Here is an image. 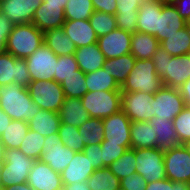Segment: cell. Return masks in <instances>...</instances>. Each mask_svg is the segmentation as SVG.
<instances>
[{"mask_svg":"<svg viewBox=\"0 0 190 190\" xmlns=\"http://www.w3.org/2000/svg\"><path fill=\"white\" fill-rule=\"evenodd\" d=\"M27 183L34 190H62L61 174L54 171L48 164L35 160Z\"/></svg>","mask_w":190,"mask_h":190,"instance_id":"cell-18","label":"cell"},{"mask_svg":"<svg viewBox=\"0 0 190 190\" xmlns=\"http://www.w3.org/2000/svg\"><path fill=\"white\" fill-rule=\"evenodd\" d=\"M187 26V22L179 15L173 4H162L158 15V32L154 36L159 42Z\"/></svg>","mask_w":190,"mask_h":190,"instance_id":"cell-19","label":"cell"},{"mask_svg":"<svg viewBox=\"0 0 190 190\" xmlns=\"http://www.w3.org/2000/svg\"><path fill=\"white\" fill-rule=\"evenodd\" d=\"M135 60L131 53H129L118 58L105 59L104 67L108 70L109 74L115 78L117 83L122 86L132 71Z\"/></svg>","mask_w":190,"mask_h":190,"instance_id":"cell-32","label":"cell"},{"mask_svg":"<svg viewBox=\"0 0 190 190\" xmlns=\"http://www.w3.org/2000/svg\"><path fill=\"white\" fill-rule=\"evenodd\" d=\"M0 108L12 119L27 123L40 107L32 101L27 87L11 83L0 86Z\"/></svg>","mask_w":190,"mask_h":190,"instance_id":"cell-1","label":"cell"},{"mask_svg":"<svg viewBox=\"0 0 190 190\" xmlns=\"http://www.w3.org/2000/svg\"><path fill=\"white\" fill-rule=\"evenodd\" d=\"M83 153L89 158L95 169L103 168L101 144L88 145L83 149Z\"/></svg>","mask_w":190,"mask_h":190,"instance_id":"cell-49","label":"cell"},{"mask_svg":"<svg viewBox=\"0 0 190 190\" xmlns=\"http://www.w3.org/2000/svg\"><path fill=\"white\" fill-rule=\"evenodd\" d=\"M62 190H91L87 184V181L75 182L73 184H63Z\"/></svg>","mask_w":190,"mask_h":190,"instance_id":"cell-55","label":"cell"},{"mask_svg":"<svg viewBox=\"0 0 190 190\" xmlns=\"http://www.w3.org/2000/svg\"><path fill=\"white\" fill-rule=\"evenodd\" d=\"M28 130L29 125L26 121L12 120L0 136L5 149H19Z\"/></svg>","mask_w":190,"mask_h":190,"instance_id":"cell-34","label":"cell"},{"mask_svg":"<svg viewBox=\"0 0 190 190\" xmlns=\"http://www.w3.org/2000/svg\"><path fill=\"white\" fill-rule=\"evenodd\" d=\"M136 154V173L148 183L166 178L164 166V149L145 148L133 149Z\"/></svg>","mask_w":190,"mask_h":190,"instance_id":"cell-8","label":"cell"},{"mask_svg":"<svg viewBox=\"0 0 190 190\" xmlns=\"http://www.w3.org/2000/svg\"><path fill=\"white\" fill-rule=\"evenodd\" d=\"M44 140V136L29 129L25 138L21 142L19 150L23 152L27 157H30L34 160H40Z\"/></svg>","mask_w":190,"mask_h":190,"instance_id":"cell-40","label":"cell"},{"mask_svg":"<svg viewBox=\"0 0 190 190\" xmlns=\"http://www.w3.org/2000/svg\"><path fill=\"white\" fill-rule=\"evenodd\" d=\"M140 5L138 0H117L116 14H138Z\"/></svg>","mask_w":190,"mask_h":190,"instance_id":"cell-50","label":"cell"},{"mask_svg":"<svg viewBox=\"0 0 190 190\" xmlns=\"http://www.w3.org/2000/svg\"><path fill=\"white\" fill-rule=\"evenodd\" d=\"M30 81L25 59L16 58L8 52L0 54V86L15 83L27 87Z\"/></svg>","mask_w":190,"mask_h":190,"instance_id":"cell-14","label":"cell"},{"mask_svg":"<svg viewBox=\"0 0 190 190\" xmlns=\"http://www.w3.org/2000/svg\"><path fill=\"white\" fill-rule=\"evenodd\" d=\"M27 88L32 101L40 109L59 113L65 99V94L60 83H57L55 80H35L30 81Z\"/></svg>","mask_w":190,"mask_h":190,"instance_id":"cell-7","label":"cell"},{"mask_svg":"<svg viewBox=\"0 0 190 190\" xmlns=\"http://www.w3.org/2000/svg\"><path fill=\"white\" fill-rule=\"evenodd\" d=\"M160 46L173 57L190 54V28L187 25L160 42Z\"/></svg>","mask_w":190,"mask_h":190,"instance_id":"cell-31","label":"cell"},{"mask_svg":"<svg viewBox=\"0 0 190 190\" xmlns=\"http://www.w3.org/2000/svg\"><path fill=\"white\" fill-rule=\"evenodd\" d=\"M81 103L91 118L104 119L121 110V90L88 91Z\"/></svg>","mask_w":190,"mask_h":190,"instance_id":"cell-6","label":"cell"},{"mask_svg":"<svg viewBox=\"0 0 190 190\" xmlns=\"http://www.w3.org/2000/svg\"><path fill=\"white\" fill-rule=\"evenodd\" d=\"M146 190H173V181L165 178L160 181L149 182Z\"/></svg>","mask_w":190,"mask_h":190,"instance_id":"cell-53","label":"cell"},{"mask_svg":"<svg viewBox=\"0 0 190 190\" xmlns=\"http://www.w3.org/2000/svg\"><path fill=\"white\" fill-rule=\"evenodd\" d=\"M172 121L179 143L190 140V108L185 106Z\"/></svg>","mask_w":190,"mask_h":190,"instance_id":"cell-44","label":"cell"},{"mask_svg":"<svg viewBox=\"0 0 190 190\" xmlns=\"http://www.w3.org/2000/svg\"><path fill=\"white\" fill-rule=\"evenodd\" d=\"M96 169L82 152H76L71 162L61 173L62 184L86 181Z\"/></svg>","mask_w":190,"mask_h":190,"instance_id":"cell-21","label":"cell"},{"mask_svg":"<svg viewBox=\"0 0 190 190\" xmlns=\"http://www.w3.org/2000/svg\"><path fill=\"white\" fill-rule=\"evenodd\" d=\"M150 125L158 135L156 139V148L165 150L180 145L173 121L154 117L150 121Z\"/></svg>","mask_w":190,"mask_h":190,"instance_id":"cell-30","label":"cell"},{"mask_svg":"<svg viewBox=\"0 0 190 190\" xmlns=\"http://www.w3.org/2000/svg\"><path fill=\"white\" fill-rule=\"evenodd\" d=\"M117 27L128 32H138V14H115Z\"/></svg>","mask_w":190,"mask_h":190,"instance_id":"cell-47","label":"cell"},{"mask_svg":"<svg viewBox=\"0 0 190 190\" xmlns=\"http://www.w3.org/2000/svg\"><path fill=\"white\" fill-rule=\"evenodd\" d=\"M163 86L162 79L155 71L152 59H136L132 71L127 76L126 81L121 86L124 92H144L155 94Z\"/></svg>","mask_w":190,"mask_h":190,"instance_id":"cell-4","label":"cell"},{"mask_svg":"<svg viewBox=\"0 0 190 190\" xmlns=\"http://www.w3.org/2000/svg\"><path fill=\"white\" fill-rule=\"evenodd\" d=\"M60 84L67 97L82 98L88 92L85 73L80 69L77 70V75L65 78Z\"/></svg>","mask_w":190,"mask_h":190,"instance_id":"cell-39","label":"cell"},{"mask_svg":"<svg viewBox=\"0 0 190 190\" xmlns=\"http://www.w3.org/2000/svg\"><path fill=\"white\" fill-rule=\"evenodd\" d=\"M44 44L57 56L74 54L77 47L65 34L63 28L48 29L44 32Z\"/></svg>","mask_w":190,"mask_h":190,"instance_id":"cell-26","label":"cell"},{"mask_svg":"<svg viewBox=\"0 0 190 190\" xmlns=\"http://www.w3.org/2000/svg\"><path fill=\"white\" fill-rule=\"evenodd\" d=\"M85 80L88 91L121 90V86L105 67L85 74Z\"/></svg>","mask_w":190,"mask_h":190,"instance_id":"cell-33","label":"cell"},{"mask_svg":"<svg viewBox=\"0 0 190 190\" xmlns=\"http://www.w3.org/2000/svg\"><path fill=\"white\" fill-rule=\"evenodd\" d=\"M152 60L164 86L179 88L190 78V54L173 57L159 46Z\"/></svg>","mask_w":190,"mask_h":190,"instance_id":"cell-2","label":"cell"},{"mask_svg":"<svg viewBox=\"0 0 190 190\" xmlns=\"http://www.w3.org/2000/svg\"><path fill=\"white\" fill-rule=\"evenodd\" d=\"M131 146H120L114 143H108V140L101 142L103 168L108 167L112 162L116 161Z\"/></svg>","mask_w":190,"mask_h":190,"instance_id":"cell-45","label":"cell"},{"mask_svg":"<svg viewBox=\"0 0 190 190\" xmlns=\"http://www.w3.org/2000/svg\"><path fill=\"white\" fill-rule=\"evenodd\" d=\"M138 1L142 4V3H148V2H152L156 0H138Z\"/></svg>","mask_w":190,"mask_h":190,"instance_id":"cell-63","label":"cell"},{"mask_svg":"<svg viewBox=\"0 0 190 190\" xmlns=\"http://www.w3.org/2000/svg\"><path fill=\"white\" fill-rule=\"evenodd\" d=\"M43 0H0V12L14 25L32 23Z\"/></svg>","mask_w":190,"mask_h":190,"instance_id":"cell-17","label":"cell"},{"mask_svg":"<svg viewBox=\"0 0 190 190\" xmlns=\"http://www.w3.org/2000/svg\"><path fill=\"white\" fill-rule=\"evenodd\" d=\"M31 81H52L56 72L58 56L44 43L25 58Z\"/></svg>","mask_w":190,"mask_h":190,"instance_id":"cell-10","label":"cell"},{"mask_svg":"<svg viewBox=\"0 0 190 190\" xmlns=\"http://www.w3.org/2000/svg\"><path fill=\"white\" fill-rule=\"evenodd\" d=\"M14 26L15 25L11 23L10 20L0 12V54H4L7 52V38L12 32Z\"/></svg>","mask_w":190,"mask_h":190,"instance_id":"cell-48","label":"cell"},{"mask_svg":"<svg viewBox=\"0 0 190 190\" xmlns=\"http://www.w3.org/2000/svg\"><path fill=\"white\" fill-rule=\"evenodd\" d=\"M148 182L138 173L130 174L120 180V187L125 190H146Z\"/></svg>","mask_w":190,"mask_h":190,"instance_id":"cell-46","label":"cell"},{"mask_svg":"<svg viewBox=\"0 0 190 190\" xmlns=\"http://www.w3.org/2000/svg\"><path fill=\"white\" fill-rule=\"evenodd\" d=\"M86 181L91 190H115L120 187V180L108 167L96 169Z\"/></svg>","mask_w":190,"mask_h":190,"instance_id":"cell-35","label":"cell"},{"mask_svg":"<svg viewBox=\"0 0 190 190\" xmlns=\"http://www.w3.org/2000/svg\"><path fill=\"white\" fill-rule=\"evenodd\" d=\"M59 116L61 123H66L75 127L82 126L85 121L91 118L81 103V98L67 96H65L64 102L61 105Z\"/></svg>","mask_w":190,"mask_h":190,"instance_id":"cell-25","label":"cell"},{"mask_svg":"<svg viewBox=\"0 0 190 190\" xmlns=\"http://www.w3.org/2000/svg\"><path fill=\"white\" fill-rule=\"evenodd\" d=\"M183 145L187 149L188 153L190 154V140L186 141Z\"/></svg>","mask_w":190,"mask_h":190,"instance_id":"cell-61","label":"cell"},{"mask_svg":"<svg viewBox=\"0 0 190 190\" xmlns=\"http://www.w3.org/2000/svg\"><path fill=\"white\" fill-rule=\"evenodd\" d=\"M166 178L190 183V154L183 144L164 150Z\"/></svg>","mask_w":190,"mask_h":190,"instance_id":"cell-11","label":"cell"},{"mask_svg":"<svg viewBox=\"0 0 190 190\" xmlns=\"http://www.w3.org/2000/svg\"><path fill=\"white\" fill-rule=\"evenodd\" d=\"M173 190H190V183L173 181Z\"/></svg>","mask_w":190,"mask_h":190,"instance_id":"cell-58","label":"cell"},{"mask_svg":"<svg viewBox=\"0 0 190 190\" xmlns=\"http://www.w3.org/2000/svg\"><path fill=\"white\" fill-rule=\"evenodd\" d=\"M78 69V63L76 62L74 54L58 56L54 80L57 83H61L65 78L70 77L71 75H77Z\"/></svg>","mask_w":190,"mask_h":190,"instance_id":"cell-43","label":"cell"},{"mask_svg":"<svg viewBox=\"0 0 190 190\" xmlns=\"http://www.w3.org/2000/svg\"><path fill=\"white\" fill-rule=\"evenodd\" d=\"M42 147L40 160L60 174L68 166L76 153L60 141L58 133L45 137Z\"/></svg>","mask_w":190,"mask_h":190,"instance_id":"cell-13","label":"cell"},{"mask_svg":"<svg viewBox=\"0 0 190 190\" xmlns=\"http://www.w3.org/2000/svg\"><path fill=\"white\" fill-rule=\"evenodd\" d=\"M132 33L115 29L109 34L98 37L97 44L105 59L118 58L130 53Z\"/></svg>","mask_w":190,"mask_h":190,"instance_id":"cell-16","label":"cell"},{"mask_svg":"<svg viewBox=\"0 0 190 190\" xmlns=\"http://www.w3.org/2000/svg\"><path fill=\"white\" fill-rule=\"evenodd\" d=\"M1 190H34L27 182L18 184V185H12L9 187L1 188Z\"/></svg>","mask_w":190,"mask_h":190,"instance_id":"cell-57","label":"cell"},{"mask_svg":"<svg viewBox=\"0 0 190 190\" xmlns=\"http://www.w3.org/2000/svg\"><path fill=\"white\" fill-rule=\"evenodd\" d=\"M47 2V4H54V5H62L64 8L66 7V4L68 0H44Z\"/></svg>","mask_w":190,"mask_h":190,"instance_id":"cell-59","label":"cell"},{"mask_svg":"<svg viewBox=\"0 0 190 190\" xmlns=\"http://www.w3.org/2000/svg\"><path fill=\"white\" fill-rule=\"evenodd\" d=\"M74 55L79 69L85 74L104 67L105 57L97 43L77 48Z\"/></svg>","mask_w":190,"mask_h":190,"instance_id":"cell-23","label":"cell"},{"mask_svg":"<svg viewBox=\"0 0 190 190\" xmlns=\"http://www.w3.org/2000/svg\"><path fill=\"white\" fill-rule=\"evenodd\" d=\"M185 107L178 88L162 86L153 96V113L162 120H173Z\"/></svg>","mask_w":190,"mask_h":190,"instance_id":"cell-12","label":"cell"},{"mask_svg":"<svg viewBox=\"0 0 190 190\" xmlns=\"http://www.w3.org/2000/svg\"><path fill=\"white\" fill-rule=\"evenodd\" d=\"M11 121L12 119L0 108V136Z\"/></svg>","mask_w":190,"mask_h":190,"instance_id":"cell-56","label":"cell"},{"mask_svg":"<svg viewBox=\"0 0 190 190\" xmlns=\"http://www.w3.org/2000/svg\"><path fill=\"white\" fill-rule=\"evenodd\" d=\"M163 0L142 3L138 10V32L155 36L158 32V15L161 11Z\"/></svg>","mask_w":190,"mask_h":190,"instance_id":"cell-24","label":"cell"},{"mask_svg":"<svg viewBox=\"0 0 190 190\" xmlns=\"http://www.w3.org/2000/svg\"><path fill=\"white\" fill-rule=\"evenodd\" d=\"M60 141L74 152H82L85 148L82 136L78 132V127L66 123L60 124Z\"/></svg>","mask_w":190,"mask_h":190,"instance_id":"cell-42","label":"cell"},{"mask_svg":"<svg viewBox=\"0 0 190 190\" xmlns=\"http://www.w3.org/2000/svg\"><path fill=\"white\" fill-rule=\"evenodd\" d=\"M34 162L19 149H5L0 188L26 183Z\"/></svg>","mask_w":190,"mask_h":190,"instance_id":"cell-5","label":"cell"},{"mask_svg":"<svg viewBox=\"0 0 190 190\" xmlns=\"http://www.w3.org/2000/svg\"><path fill=\"white\" fill-rule=\"evenodd\" d=\"M64 10L65 20H89L94 7L92 0H68Z\"/></svg>","mask_w":190,"mask_h":190,"instance_id":"cell-38","label":"cell"},{"mask_svg":"<svg viewBox=\"0 0 190 190\" xmlns=\"http://www.w3.org/2000/svg\"><path fill=\"white\" fill-rule=\"evenodd\" d=\"M94 11L116 14L117 0H92Z\"/></svg>","mask_w":190,"mask_h":190,"instance_id":"cell-51","label":"cell"},{"mask_svg":"<svg viewBox=\"0 0 190 190\" xmlns=\"http://www.w3.org/2000/svg\"><path fill=\"white\" fill-rule=\"evenodd\" d=\"M178 89L184 99L185 106L190 108V78L186 82H184Z\"/></svg>","mask_w":190,"mask_h":190,"instance_id":"cell-54","label":"cell"},{"mask_svg":"<svg viewBox=\"0 0 190 190\" xmlns=\"http://www.w3.org/2000/svg\"><path fill=\"white\" fill-rule=\"evenodd\" d=\"M62 28L77 48L97 43L98 36L89 20H65Z\"/></svg>","mask_w":190,"mask_h":190,"instance_id":"cell-22","label":"cell"},{"mask_svg":"<svg viewBox=\"0 0 190 190\" xmlns=\"http://www.w3.org/2000/svg\"><path fill=\"white\" fill-rule=\"evenodd\" d=\"M5 147L0 139V162L4 161Z\"/></svg>","mask_w":190,"mask_h":190,"instance_id":"cell-60","label":"cell"},{"mask_svg":"<svg viewBox=\"0 0 190 190\" xmlns=\"http://www.w3.org/2000/svg\"><path fill=\"white\" fill-rule=\"evenodd\" d=\"M154 94L144 92L121 91V110L132 122H150L155 117L153 113Z\"/></svg>","mask_w":190,"mask_h":190,"instance_id":"cell-9","label":"cell"},{"mask_svg":"<svg viewBox=\"0 0 190 190\" xmlns=\"http://www.w3.org/2000/svg\"><path fill=\"white\" fill-rule=\"evenodd\" d=\"M173 5L179 15L187 22L190 18V0H178Z\"/></svg>","mask_w":190,"mask_h":190,"instance_id":"cell-52","label":"cell"},{"mask_svg":"<svg viewBox=\"0 0 190 190\" xmlns=\"http://www.w3.org/2000/svg\"><path fill=\"white\" fill-rule=\"evenodd\" d=\"M187 25H188L189 28H190V18H189L188 21H187Z\"/></svg>","mask_w":190,"mask_h":190,"instance_id":"cell-65","label":"cell"},{"mask_svg":"<svg viewBox=\"0 0 190 190\" xmlns=\"http://www.w3.org/2000/svg\"><path fill=\"white\" fill-rule=\"evenodd\" d=\"M64 9L62 5L47 4L43 0L35 11L32 23L43 32L48 29L61 28L65 22Z\"/></svg>","mask_w":190,"mask_h":190,"instance_id":"cell-20","label":"cell"},{"mask_svg":"<svg viewBox=\"0 0 190 190\" xmlns=\"http://www.w3.org/2000/svg\"><path fill=\"white\" fill-rule=\"evenodd\" d=\"M44 43V32L33 23L15 25L7 38L6 50L16 58L25 59Z\"/></svg>","mask_w":190,"mask_h":190,"instance_id":"cell-3","label":"cell"},{"mask_svg":"<svg viewBox=\"0 0 190 190\" xmlns=\"http://www.w3.org/2000/svg\"><path fill=\"white\" fill-rule=\"evenodd\" d=\"M59 113L40 109L32 120L28 122L29 129L47 137L56 134L60 129Z\"/></svg>","mask_w":190,"mask_h":190,"instance_id":"cell-29","label":"cell"},{"mask_svg":"<svg viewBox=\"0 0 190 190\" xmlns=\"http://www.w3.org/2000/svg\"><path fill=\"white\" fill-rule=\"evenodd\" d=\"M89 23L98 37L109 34L111 31L118 28L115 15L100 11H94L92 13L89 18Z\"/></svg>","mask_w":190,"mask_h":190,"instance_id":"cell-41","label":"cell"},{"mask_svg":"<svg viewBox=\"0 0 190 190\" xmlns=\"http://www.w3.org/2000/svg\"><path fill=\"white\" fill-rule=\"evenodd\" d=\"M102 121L104 140L120 146H131L130 131L132 121L122 110L102 119Z\"/></svg>","mask_w":190,"mask_h":190,"instance_id":"cell-15","label":"cell"},{"mask_svg":"<svg viewBox=\"0 0 190 190\" xmlns=\"http://www.w3.org/2000/svg\"><path fill=\"white\" fill-rule=\"evenodd\" d=\"M136 154L133 149H128L116 161L112 162L108 168L119 180L130 174L136 173Z\"/></svg>","mask_w":190,"mask_h":190,"instance_id":"cell-37","label":"cell"},{"mask_svg":"<svg viewBox=\"0 0 190 190\" xmlns=\"http://www.w3.org/2000/svg\"><path fill=\"white\" fill-rule=\"evenodd\" d=\"M78 132L82 136L85 147L101 144L104 140L103 121L99 118H89L82 126L78 127Z\"/></svg>","mask_w":190,"mask_h":190,"instance_id":"cell-36","label":"cell"},{"mask_svg":"<svg viewBox=\"0 0 190 190\" xmlns=\"http://www.w3.org/2000/svg\"><path fill=\"white\" fill-rule=\"evenodd\" d=\"M115 190H125V189H123V188L119 187L118 189H115Z\"/></svg>","mask_w":190,"mask_h":190,"instance_id":"cell-66","label":"cell"},{"mask_svg":"<svg viewBox=\"0 0 190 190\" xmlns=\"http://www.w3.org/2000/svg\"><path fill=\"white\" fill-rule=\"evenodd\" d=\"M130 136L131 149L156 148L158 135L150 125V122H132Z\"/></svg>","mask_w":190,"mask_h":190,"instance_id":"cell-28","label":"cell"},{"mask_svg":"<svg viewBox=\"0 0 190 190\" xmlns=\"http://www.w3.org/2000/svg\"><path fill=\"white\" fill-rule=\"evenodd\" d=\"M178 0H163L164 3H169V4H173Z\"/></svg>","mask_w":190,"mask_h":190,"instance_id":"cell-62","label":"cell"},{"mask_svg":"<svg viewBox=\"0 0 190 190\" xmlns=\"http://www.w3.org/2000/svg\"><path fill=\"white\" fill-rule=\"evenodd\" d=\"M1 170H2V162H0V183H1Z\"/></svg>","mask_w":190,"mask_h":190,"instance_id":"cell-64","label":"cell"},{"mask_svg":"<svg viewBox=\"0 0 190 190\" xmlns=\"http://www.w3.org/2000/svg\"><path fill=\"white\" fill-rule=\"evenodd\" d=\"M160 42L152 35L143 32H132L130 53L135 59H152Z\"/></svg>","mask_w":190,"mask_h":190,"instance_id":"cell-27","label":"cell"}]
</instances>
